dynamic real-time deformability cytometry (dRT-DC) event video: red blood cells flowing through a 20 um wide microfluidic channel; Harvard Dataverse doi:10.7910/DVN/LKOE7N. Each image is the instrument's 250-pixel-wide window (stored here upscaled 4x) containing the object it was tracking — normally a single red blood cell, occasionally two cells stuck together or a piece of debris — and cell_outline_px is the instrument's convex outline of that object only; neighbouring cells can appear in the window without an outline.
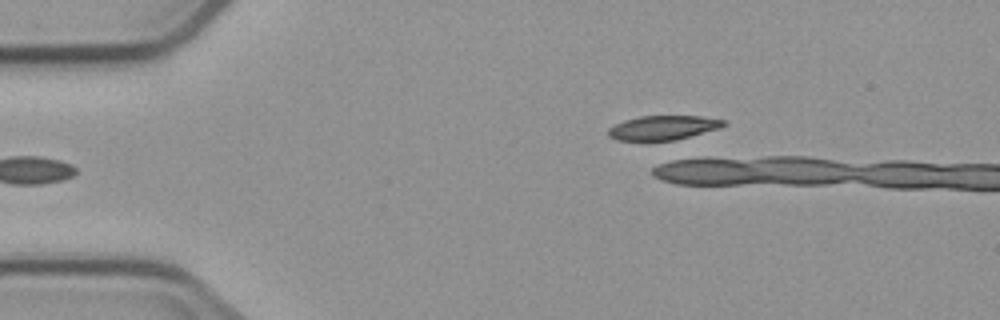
{"species": "common noctule bat (a hibernating species)", "species_latin": "Nyctalus noctula", "temperature_condition": "cold", "stored_images_in_passage": 5, "camera_frame_rate_fps": 3000, "um_per_image_px": 0.085, "animal": {"sex": "male", "body_mass_g": 23.1, "forearm_length_mm": 52.7}, "frame": {"image": 1, "passage_image": 5, "time_ms": 4.667, "image_size_px": [1000, 320], "cell_outline_px": [[724, 124], [720, 128], [672, 140], [616, 140], [608, 136], [608, 128], [624, 120], [640, 116], [700, 116], [724, 120]], "centroid_in_image_um": [56.31, 10.84], "position_along_channel_um": 28.7, "area_um2": 16.01}}